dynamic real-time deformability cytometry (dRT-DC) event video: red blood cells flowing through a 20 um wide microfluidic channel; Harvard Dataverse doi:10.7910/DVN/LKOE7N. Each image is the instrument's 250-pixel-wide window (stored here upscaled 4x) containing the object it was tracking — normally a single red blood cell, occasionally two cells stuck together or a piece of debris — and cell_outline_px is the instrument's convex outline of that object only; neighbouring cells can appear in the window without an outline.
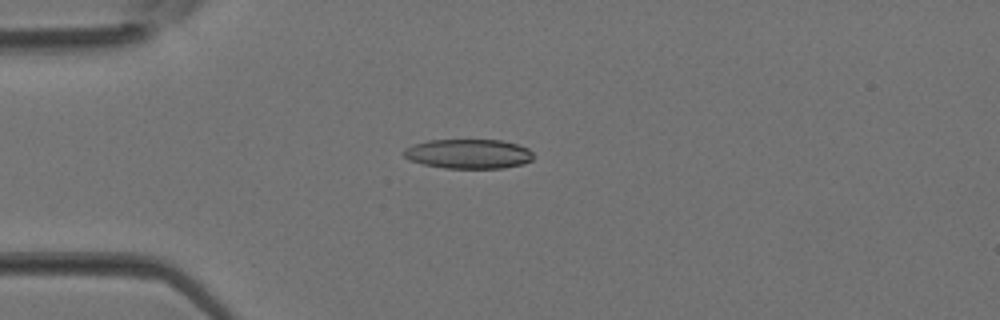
{"species": "Egyptian fruit bat (a non-hibernating species)", "species_latin": "Rousettus aegyptiacus", "temperature_condition": "room temperature", "stored_images_in_passage": 26, "camera_frame_rate_fps": 3000, "um_per_image_px": 0.085, "animal": {"sex": "female"}, "frame": {"image": 1, "passage_image": 3, "time_ms": 0.667, "image_size_px": [1000, 320], "cell_outline_px": [[532, 160], [524, 164], [504, 168], [444, 168], [424, 164], [412, 160], [404, 156], [400, 152], [404, 148], [428, 140], [500, 140], [516, 144], [528, 148], [532, 152]], "centroid_in_image_um": [39.83, 13.08], "position_along_channel_um": 45.2, "area_um2": 22.25}}
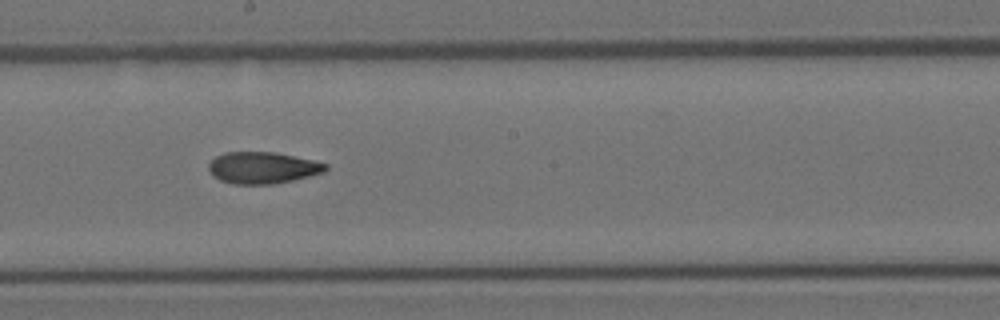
{"frame": {"image": 2, "passage_image": 14, "time_ms": 4.333, "image_size_px": [1000, 320], "cell_outline_px": [[328, 168], [324, 172], [292, 180], [272, 184], [232, 184], [220, 180], [212, 176], [208, 168], [208, 164], [216, 156], [224, 152], [276, 152], [312, 160], [328, 164]], "centroid_in_image_um": [22.29, 14.26], "position_along_channel_um": 225.9, "area_um2": 21.56}}
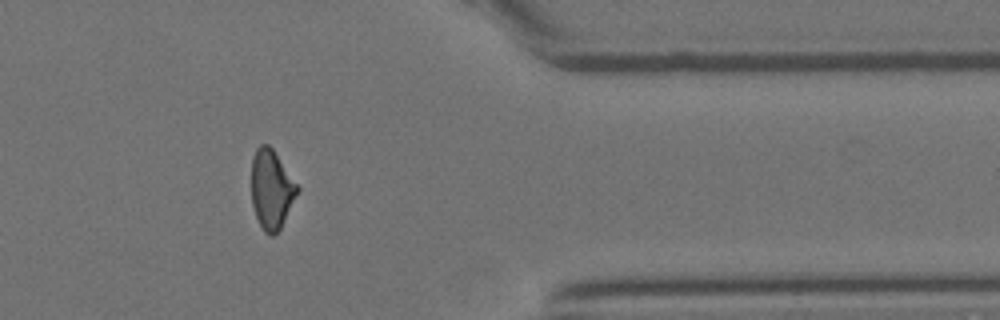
{"frame": {"image": 3, "passage_image": 24, "time_ms": 7.667, "image_size_px": [1000, 320], "cell_outline_px": [[300, 188], [280, 228], [272, 236], [268, 236], [264, 232], [256, 216], [252, 204], [252, 156], [256, 148], [260, 144], [268, 144], [272, 148]], "centroid_in_image_um": [23.06, 16.08], "position_along_channel_um": 388.3, "area_um2": 20.92}}